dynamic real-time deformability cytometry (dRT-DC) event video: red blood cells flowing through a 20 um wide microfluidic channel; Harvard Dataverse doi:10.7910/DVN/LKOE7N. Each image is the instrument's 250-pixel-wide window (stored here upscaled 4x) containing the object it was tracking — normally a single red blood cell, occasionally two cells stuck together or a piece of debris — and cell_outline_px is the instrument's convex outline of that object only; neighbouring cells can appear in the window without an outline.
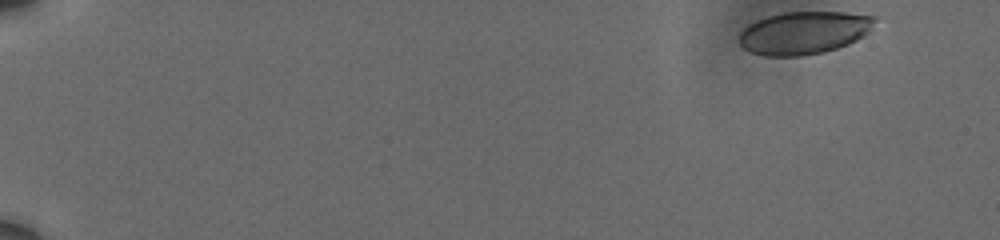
{"species": "human", "species_latin": "Homo sapiens", "temperature_condition": "cold", "stored_images_in_passage": 56, "camera_frame_rate_fps": 3000, "um_per_image_px": 0.085, "donor": {"sex": "male"}, "frame": {"image": 1, "passage_image": 1, "time_ms": 0.0, "image_size_px": [1000, 240], "cell_outline_px": [[880, 16], [868, 32], [864, 36], [848, 44], [824, 52], [800, 56], [764, 56], [752, 52], [744, 48], [740, 44], [740, 32], [748, 24], [756, 20], [768, 16], [784, 12], [844, 12]], "centroid_in_image_um": [68.37, 2.77], "position_along_channel_um": 16.6, "area_um2": 33.93}}
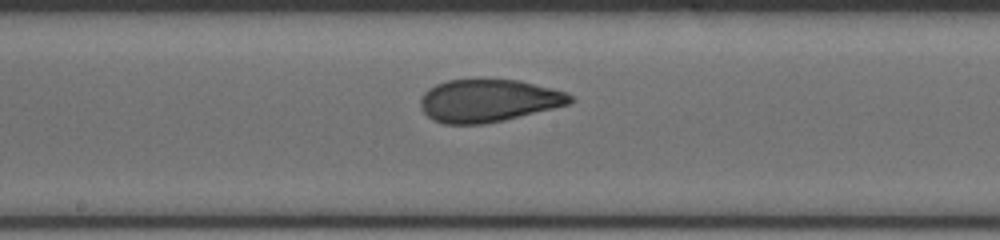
{"frame": {"image": 2, "passage_image": 31, "time_ms": 10.0, "image_size_px": [1000, 240], "cell_outline_px": [[576, 100], [568, 104], [504, 120], [484, 124], [444, 124], [432, 120], [424, 112], [420, 104], [420, 100], [424, 92], [428, 88], [436, 84], [448, 80], [520, 80], [568, 92]], "centroid_in_image_um": [41.51, 8.55], "position_along_channel_um": 206.7, "area_um2": 37.11}}
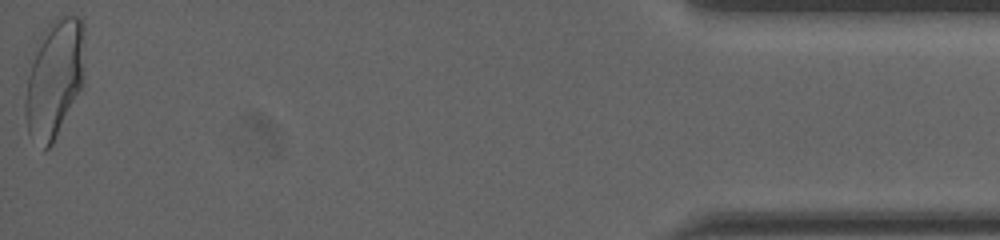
{"frame": {"image": 3, "passage_image": 56, "time_ms": 18.333, "image_size_px": [1000, 240], "cell_outline_px": [[84, 84], [52, 144], [44, 152], [28, 132], [24, 112], [24, 100], [28, 76], [36, 52], [52, 20], [56, 16], [80, 16], [84, 24]], "centroid_in_image_um": [4.66, 6.72], "position_along_channel_um": 430.5, "area_um2": 40.58}, "authors_computed_cell_mechanics": {"area_um2": 37.1076, "velocity_mm_per_s": 3.597, "shape_relaxation_time_tau1_ms": null, "shape_relaxation_time_tau2_ms": 0.9675, "deformation_change_tau1": null, "deformation_change_tau2": 0.0748}}